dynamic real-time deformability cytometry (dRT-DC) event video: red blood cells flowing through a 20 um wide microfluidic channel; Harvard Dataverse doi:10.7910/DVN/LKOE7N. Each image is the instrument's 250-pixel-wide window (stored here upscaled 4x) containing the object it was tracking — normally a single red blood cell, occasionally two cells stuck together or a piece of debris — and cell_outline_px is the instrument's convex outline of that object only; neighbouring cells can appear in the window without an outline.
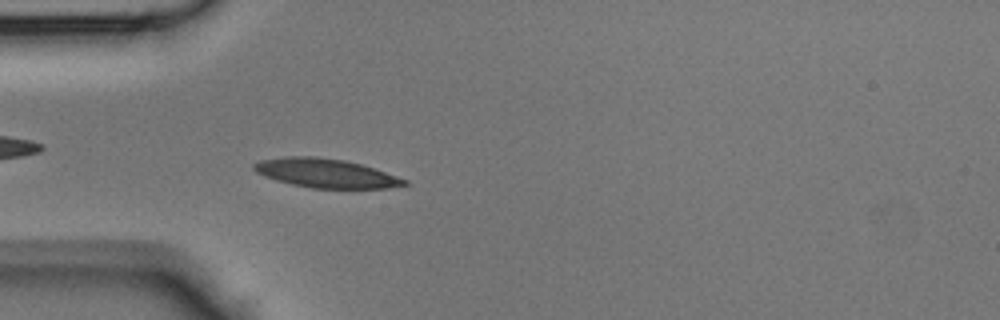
{"species": "Egyptian fruit bat (a non-hibernating species)", "species_latin": "Rousettus aegyptiacus", "temperature_condition": "room temperature", "stored_images_in_passage": 39, "camera_frame_rate_fps": 3000, "um_per_image_px": 0.085, "animal": {"sex": "male"}, "frame": {"image": 1, "passage_image": 7, "time_ms": 2.0, "image_size_px": [1000, 320], "cell_outline_px": [[408, 184], [388, 188], [312, 188], [292, 184], [276, 180], [264, 176], [256, 172], [252, 168], [252, 164], [260, 160], [284, 156], [316, 156], [344, 160], [360, 164], [408, 180]], "centroid_in_image_um": [27.64, 14.71], "position_along_channel_um": 57.4, "area_um2": 25.26}}
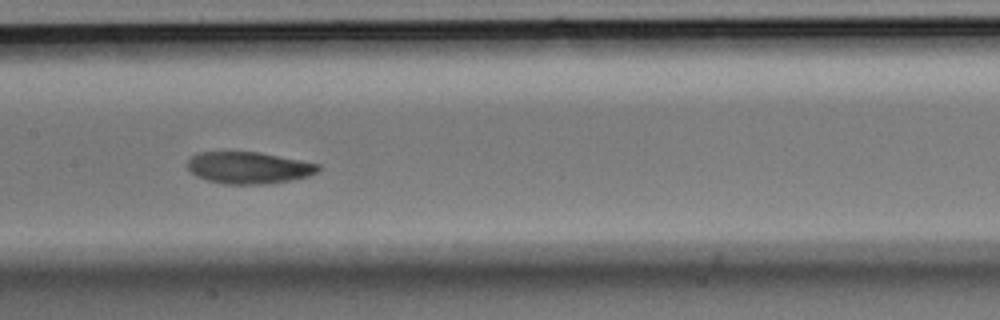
{"frame": {"image": 2, "passage_image": 16, "time_ms": 5.0, "image_size_px": [1000, 320], "cell_outline_px": [[320, 168], [316, 172], [308, 176], [288, 180], [260, 184], [224, 184], [208, 180], [196, 176], [188, 168], [188, 160], [196, 152], [260, 152], [320, 164]], "centroid_in_image_um": [21.12, 14.25], "position_along_channel_um": 186.3, "area_um2": 23.99}}
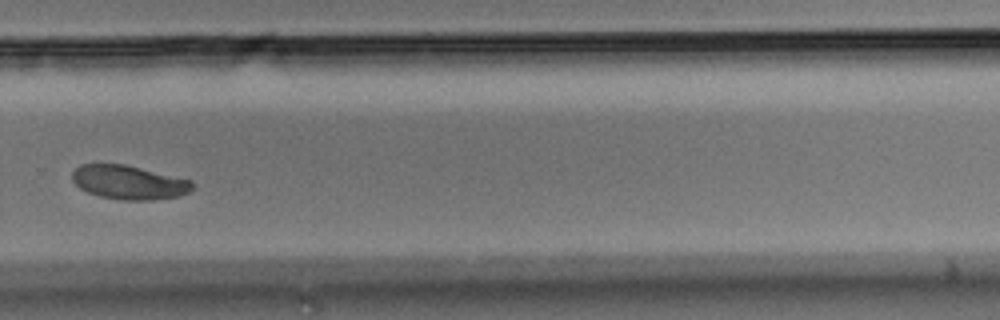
{"frame": {"image": 3, "passage_image": 25, "time_ms": 8.0, "image_size_px": [1000, 320], "cell_outline_px": [[196, 188], [180, 196], [152, 200], [120, 200], [100, 196], [88, 192], [80, 188], [72, 180], [72, 172], [80, 164], [124, 164], [192, 180], [196, 184]], "centroid_in_image_um": [11.0, 15.5], "position_along_channel_um": 318.8, "area_um2": 23.93}}